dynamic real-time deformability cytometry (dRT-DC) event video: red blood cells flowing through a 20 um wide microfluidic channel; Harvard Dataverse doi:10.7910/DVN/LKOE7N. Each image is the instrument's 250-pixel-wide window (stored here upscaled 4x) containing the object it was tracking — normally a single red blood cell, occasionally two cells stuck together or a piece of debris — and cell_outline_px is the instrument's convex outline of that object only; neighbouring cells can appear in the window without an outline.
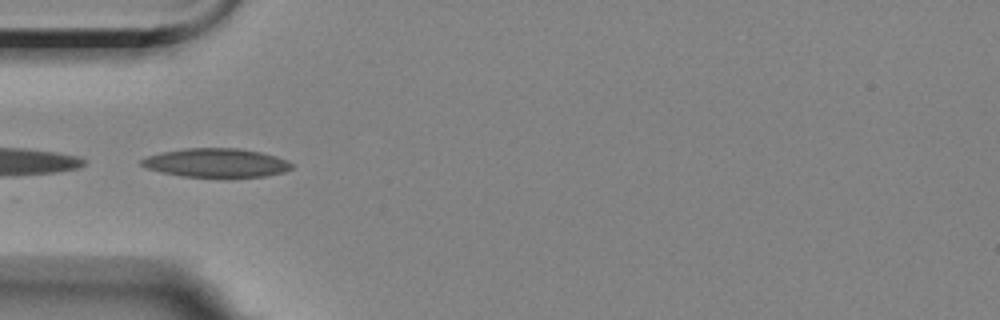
{"species": "Egyptian fruit bat (a non-hibernating species)", "species_latin": "Rousettus aegyptiacus", "temperature_condition": "room temperature", "stored_images_in_passage": 4, "camera_frame_rate_fps": 3000, "um_per_image_px": 0.085, "animal": {"sex": "female"}, "frame": {"image": 1, "passage_image": 4, "time_ms": 3.333, "image_size_px": [1000, 320], "cell_outline_px": [[292, 168], [284, 172], [264, 176], [224, 180], [180, 176], [160, 172], [148, 168], [140, 164], [140, 160], [148, 156], [164, 152], [184, 148], [236, 148], [260, 152], [276, 156], [288, 160], [292, 164]], "centroid_in_image_um": [18.41, 13.89], "position_along_channel_um": 66.6, "area_um2": 26.07}}